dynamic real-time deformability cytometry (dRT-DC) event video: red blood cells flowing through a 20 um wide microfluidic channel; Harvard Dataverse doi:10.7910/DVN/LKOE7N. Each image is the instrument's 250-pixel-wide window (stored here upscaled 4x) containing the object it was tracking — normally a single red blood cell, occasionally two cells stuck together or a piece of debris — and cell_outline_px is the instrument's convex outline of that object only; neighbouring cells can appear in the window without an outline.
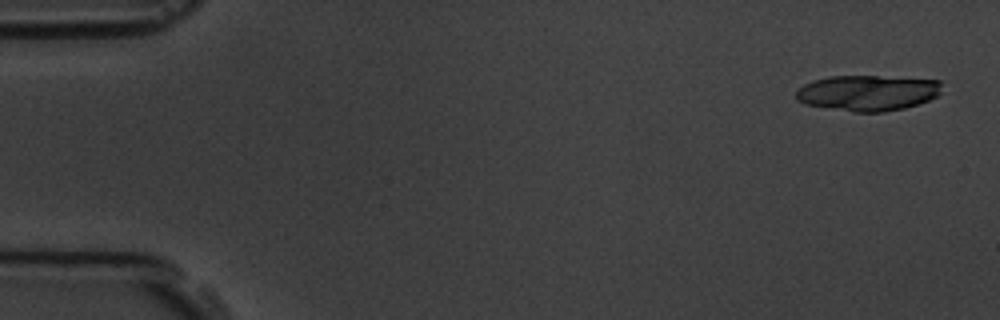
{"species": "common noctule bat (a hibernating species)", "species_latin": "Nyctalus noctula", "temperature_condition": "room temperature", "stored_images_in_passage": 15, "camera_frame_rate_fps": 3000, "um_per_image_px": 0.085, "animal": {"sex": "male", "body_mass_g": 19.5, "forearm_length_mm": 54.6}, "frame": {"image": 1, "passage_image": 1, "time_ms": 0.0, "image_size_px": [1000, 320], "cell_outline_px": [[940, 92], [936, 96], [928, 100], [904, 108], [884, 112], [856, 112], [804, 104], [796, 100], [796, 92], [804, 84], [812, 80], [828, 76], [876, 76], [940, 80]], "centroid_in_image_um": [73.71, 7.89], "position_along_channel_um": 11.3, "area_um2": 30.17}}
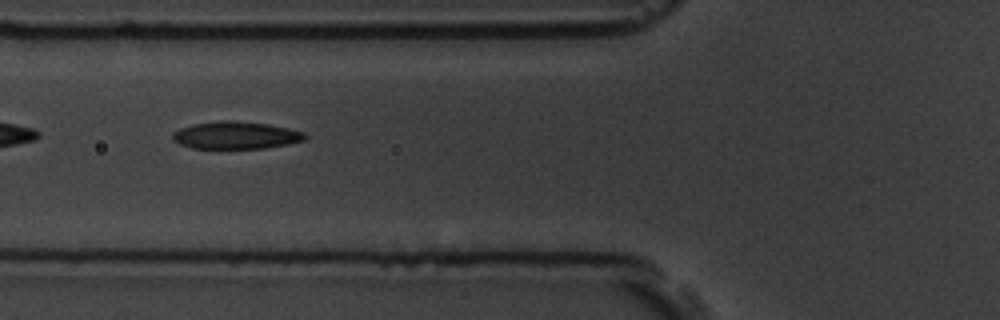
{"frame": {"image": 2, "passage_image": 6, "time_ms": 6.333, "image_size_px": [1000, 320], "cell_outline_px": [[308, 136], [304, 140], [288, 144], [264, 148], [192, 148], [180, 144], [172, 140], [172, 132], [180, 128], [196, 124], [220, 120], [232, 120], [268, 124], [288, 128], [304, 132]], "centroid_in_image_um": [20.04, 11.49], "position_along_channel_um": 105.8, "area_um2": 21.1}}
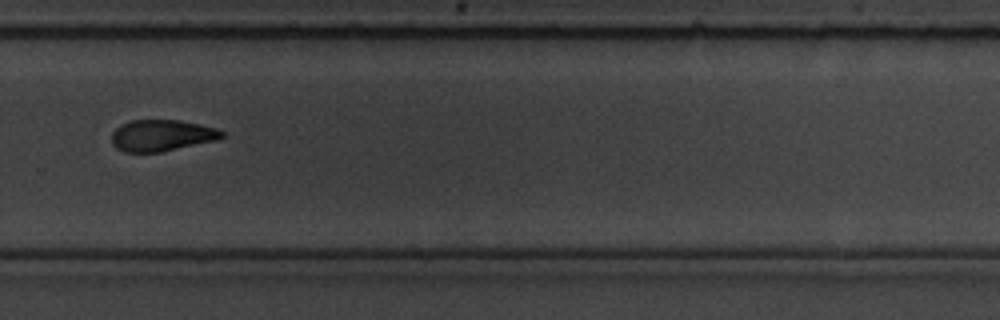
{"frame": {"image": 3, "passage_image": 11, "time_ms": 12.0, "image_size_px": [1000, 320], "cell_outline_px": [[224, 136], [216, 140], [160, 152], [124, 152], [116, 148], [112, 144], [112, 132], [120, 124], [132, 120], [180, 120], [200, 124], [216, 128], [224, 132]], "centroid_in_image_um": [13.72, 11.51], "position_along_channel_um": 316.1, "area_um2": 20.17}, "authors_computed_cell_mechanics": {"area_um2": 21.097, "velocity_mm_per_s": 3.7062, "shape_relaxation_time_tau1_ms": 2.5949, "shape_relaxation_time_tau2_ms": null, "deformation_change_tau1": 0.1014, "deformation_change_tau2": null}}